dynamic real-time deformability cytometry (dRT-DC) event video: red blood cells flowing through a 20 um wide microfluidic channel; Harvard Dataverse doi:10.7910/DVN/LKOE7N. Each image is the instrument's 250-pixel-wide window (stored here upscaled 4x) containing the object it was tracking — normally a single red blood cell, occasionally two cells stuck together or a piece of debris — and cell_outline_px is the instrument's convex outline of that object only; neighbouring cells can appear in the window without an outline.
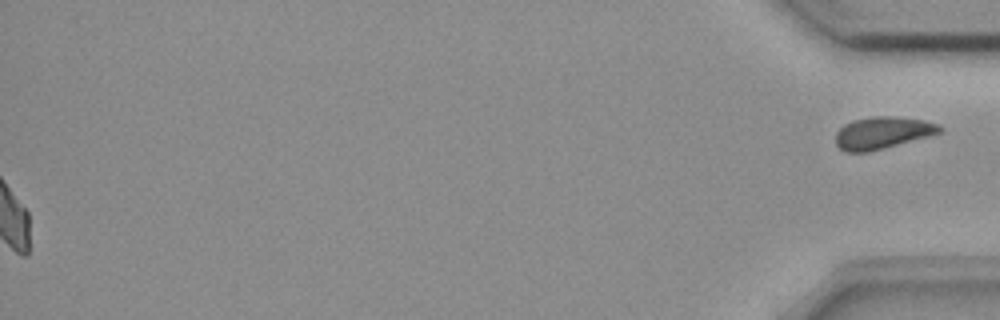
{"species": "common noctule bat (a hibernating species)", "species_latin": "Nyctalus noctula", "temperature_condition": "room temperature", "stored_images_in_passage": 56, "segment_of_instrument_passage": [2, 2], "camera_frame_rate_fps": 3000, "um_per_image_px": 0.085, "animal": {"sex": "female", "body_mass_g": 18.4}, "frame": {"image": 1, "passage_image": 56, "time_ms": 18.333, "image_size_px": [1000, 320], "cell_outline_px": [[944, 132], [868, 152], [844, 152], [836, 144], [836, 132], [844, 124], [852, 120], [872, 116], [896, 116], [924, 120], [940, 124], [944, 128]], "centroid_in_image_um": [75.04, 11.27], "position_along_channel_um": 360.2, "area_um2": 19.65}}